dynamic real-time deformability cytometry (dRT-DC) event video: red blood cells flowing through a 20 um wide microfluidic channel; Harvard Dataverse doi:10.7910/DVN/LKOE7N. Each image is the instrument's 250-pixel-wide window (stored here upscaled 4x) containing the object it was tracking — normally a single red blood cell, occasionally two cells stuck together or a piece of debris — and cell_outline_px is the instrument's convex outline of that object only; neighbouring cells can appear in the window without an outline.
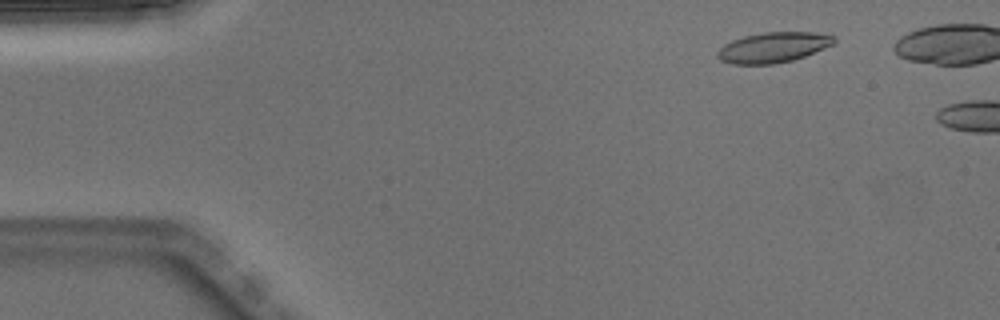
{"species": "Egyptian fruit bat (a non-hibernating species)", "species_latin": "Rousettus aegyptiacus", "temperature_condition": "warm", "stored_images_in_passage": 10, "camera_frame_rate_fps": 3000, "um_per_image_px": 0.085, "animal": {"sex": "male"}, "frame": {"image": 1, "passage_image": 6, "time_ms": 1.667, "image_size_px": [1000, 320], "cell_outline_px": [[836, 40], [832, 44], [824, 48], [804, 56], [792, 60], [776, 64], [732, 64], [720, 60], [716, 56], [716, 52], [724, 44], [732, 40], [744, 36], [764, 32], [816, 32], [836, 36]], "centroid_in_image_um": [65.7, 4.02], "position_along_channel_um": 19.3, "area_um2": 20.63}}